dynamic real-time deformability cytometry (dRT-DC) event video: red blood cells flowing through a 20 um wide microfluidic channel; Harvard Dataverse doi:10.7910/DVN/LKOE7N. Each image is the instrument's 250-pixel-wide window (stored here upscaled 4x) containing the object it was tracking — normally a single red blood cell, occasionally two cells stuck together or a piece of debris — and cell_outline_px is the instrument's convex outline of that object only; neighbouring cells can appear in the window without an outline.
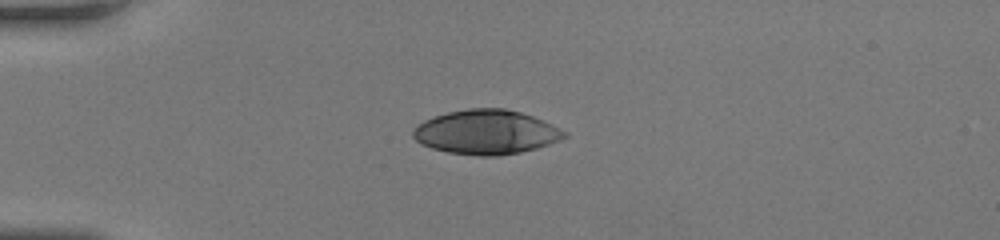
{"species": "human", "species_latin": "Homo sapiens", "temperature_condition": "room temperature", "stored_images_in_passage": 3, "segment_of_instrument_passage": [2, 2], "camera_frame_rate_fps": 3000, "um_per_image_px": 0.085, "donor": {"sex": "female"}, "frame": {"image": 1, "passage_image": 3, "time_ms": 0.667, "image_size_px": [1000, 240], "cell_outline_px": [[568, 136], [560, 140], [536, 148], [520, 152], [496, 156], [480, 156], [448, 152], [432, 148], [420, 144], [412, 136], [412, 128], [424, 120], [448, 112], [468, 108], [504, 108], [520, 112], [532, 116], [552, 124], [568, 132]], "centroid_in_image_um": [41.32, 11.23], "position_along_channel_um": 43.7, "area_um2": 39.13}}